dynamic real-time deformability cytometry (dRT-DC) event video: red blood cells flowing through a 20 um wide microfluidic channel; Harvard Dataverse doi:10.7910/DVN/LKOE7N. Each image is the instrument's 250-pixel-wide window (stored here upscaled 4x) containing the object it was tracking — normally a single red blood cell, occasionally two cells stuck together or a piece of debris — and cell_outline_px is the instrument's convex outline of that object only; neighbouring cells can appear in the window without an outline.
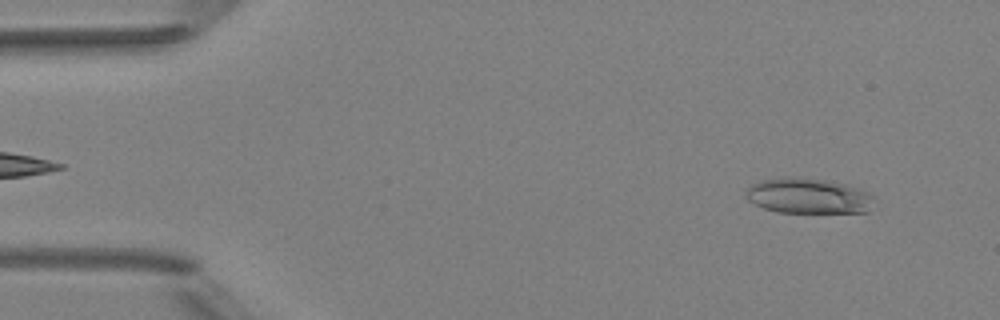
{"species": "Egyptian fruit bat (a non-hibernating species)", "species_latin": "Rousettus aegyptiacus", "temperature_condition": "room temperature", "stored_images_in_passage": 4, "camera_frame_rate_fps": 3000, "um_per_image_px": 0.085, "animal": {"sex": "female"}, "frame": {"image": 1, "passage_image": 4, "time_ms": 4.333, "image_size_px": [1000, 320], "cell_outline_px": [[876, 200], [868, 212], [776, 212], [764, 208], [748, 200], [744, 196], [744, 192], [752, 184], [760, 180], [824, 180], [844, 184], [868, 192]], "centroid_in_image_um": [68.74, 16.71], "position_along_channel_um": 16.3, "area_um2": 25.49}}